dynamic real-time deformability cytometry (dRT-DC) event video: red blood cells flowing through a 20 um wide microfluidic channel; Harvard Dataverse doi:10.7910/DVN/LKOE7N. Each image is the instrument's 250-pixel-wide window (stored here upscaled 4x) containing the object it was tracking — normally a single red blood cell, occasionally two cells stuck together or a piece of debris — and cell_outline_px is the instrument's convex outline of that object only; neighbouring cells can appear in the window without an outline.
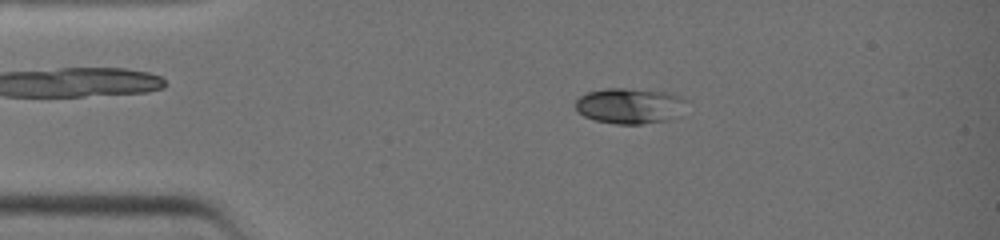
{"species": "common noctule bat (a hibernating species)", "species_latin": "Nyctalus noctula", "temperature_condition": "warm", "stored_images_in_passage": 35, "camera_frame_rate_fps": 3000, "um_per_image_px": 0.085, "animal": {"sex": "female", "body_mass_g": 19.0, "forearm_length_mm": 51.5}, "frame": {"image": 1, "passage_image": 4, "time_ms": 1.0, "image_size_px": [1000, 240], "cell_outline_px": [[688, 100], [668, 120], [640, 124], [616, 124], [596, 120], [584, 116], [576, 108], [576, 100], [580, 96], [588, 92], [604, 88], [624, 88], [668, 92], [680, 96]], "centroid_in_image_um": [53.47, 8.98], "position_along_channel_um": 31.5, "area_um2": 22.6}}
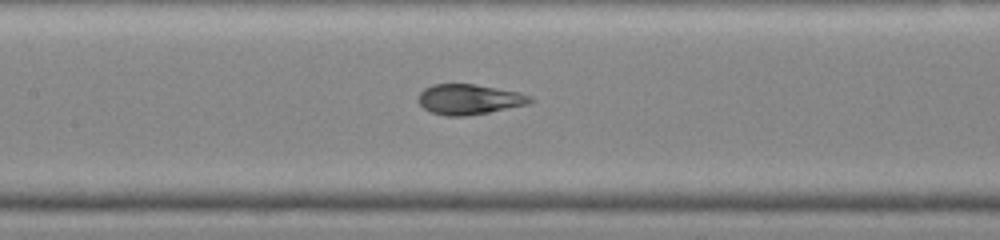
{"frame": {"image": 2, "passage_image": 15, "time_ms": 4.667, "image_size_px": [1000, 240], "cell_outline_px": [[536, 100], [528, 104], [488, 112], [464, 116], [444, 116], [432, 112], [424, 108], [416, 100], [420, 92], [424, 88], [432, 84], [472, 84], [520, 92], [532, 96]], "centroid_in_image_um": [39.87, 8.44], "position_along_channel_um": 167.5, "area_um2": 19.77}}
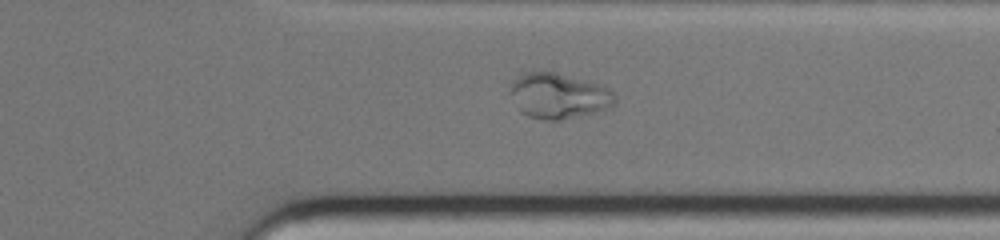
{"frame": {"image": 3, "passage_image": 27, "time_ms": 8.667, "image_size_px": [1000, 240], "cell_outline_px": [[616, 104], [592, 112], [560, 120], [544, 120], [528, 116], [520, 112], [516, 108], [508, 92], [512, 80], [516, 76], [524, 72], [556, 72], [588, 80], [608, 88], [616, 96]], "centroid_in_image_um": [47.41, 8.13], "position_along_channel_um": 364.0, "area_um2": 27.92}}